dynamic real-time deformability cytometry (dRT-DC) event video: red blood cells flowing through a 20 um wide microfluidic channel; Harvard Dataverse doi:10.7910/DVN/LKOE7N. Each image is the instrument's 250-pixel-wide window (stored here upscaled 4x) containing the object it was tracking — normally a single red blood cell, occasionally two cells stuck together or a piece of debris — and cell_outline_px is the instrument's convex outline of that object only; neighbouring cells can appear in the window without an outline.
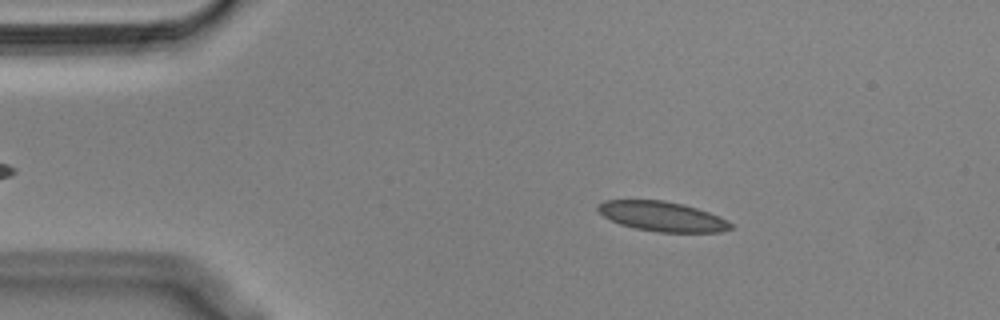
{"species": "Egyptian fruit bat (a non-hibernating species)", "species_latin": "Rousettus aegyptiacus", "temperature_condition": "cold", "stored_images_in_passage": 46, "camera_frame_rate_fps": 3000, "um_per_image_px": 0.085, "animal": {"sex": "male"}, "frame": {"image": 1, "passage_image": 8, "time_ms": 2.333, "image_size_px": [1000, 320], "cell_outline_px": [[732, 228], [720, 232], [660, 232], [636, 228], [620, 224], [604, 216], [596, 208], [604, 200], [664, 200], [684, 204], [720, 216], [728, 220], [732, 224]], "centroid_in_image_um": [56.32, 18.39], "position_along_channel_um": 28.7, "area_um2": 22.89}}
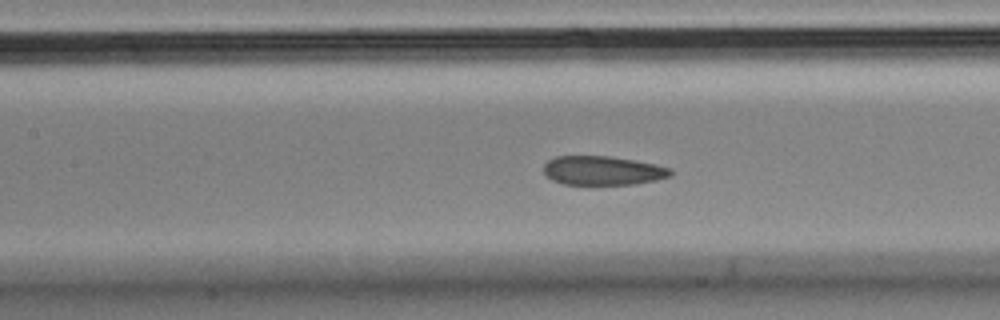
{"frame": {"image": 2, "passage_image": 23, "time_ms": 7.333, "image_size_px": [1000, 320], "cell_outline_px": [[672, 176], [656, 180], [636, 184], [564, 184], [552, 180], [544, 172], [544, 164], [548, 160], [556, 156], [608, 156], [632, 160], [672, 168]], "centroid_in_image_um": [51.23, 14.5], "position_along_channel_um": 156.2, "area_um2": 21.33}}
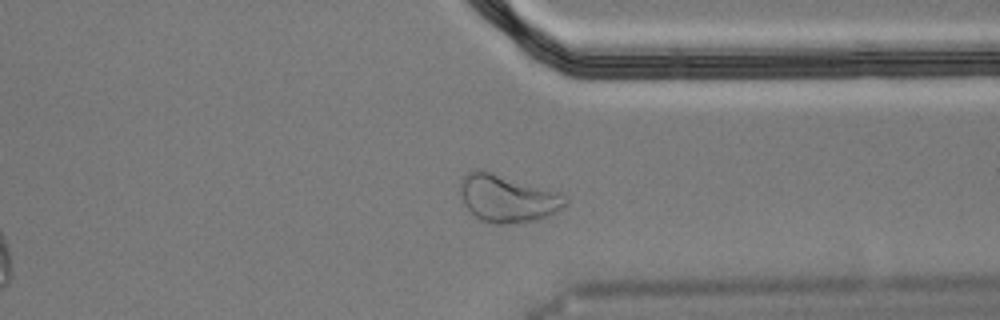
{"frame": {"image": 3, "passage_image": 41, "time_ms": 13.333, "image_size_px": [1000, 320], "cell_outline_px": [[568, 204], [556, 212], [532, 220], [504, 224], [496, 224], [480, 220], [464, 204], [460, 192], [460, 176], [468, 172], [480, 168], [556, 192], [564, 196], [568, 200]], "centroid_in_image_um": [43.07, 16.84], "position_along_channel_um": 368.3, "area_um2": 28.67}, "authors_computed_cell_mechanics": {"area_um2": 23.2645, "velocity_mm_per_s": 3.5539, "shape_relaxation_time_tau1_ms": null, "shape_relaxation_time_tau2_ms": 2.1299, "deformation_change_tau1": null, "deformation_change_tau2": 0.0603}}